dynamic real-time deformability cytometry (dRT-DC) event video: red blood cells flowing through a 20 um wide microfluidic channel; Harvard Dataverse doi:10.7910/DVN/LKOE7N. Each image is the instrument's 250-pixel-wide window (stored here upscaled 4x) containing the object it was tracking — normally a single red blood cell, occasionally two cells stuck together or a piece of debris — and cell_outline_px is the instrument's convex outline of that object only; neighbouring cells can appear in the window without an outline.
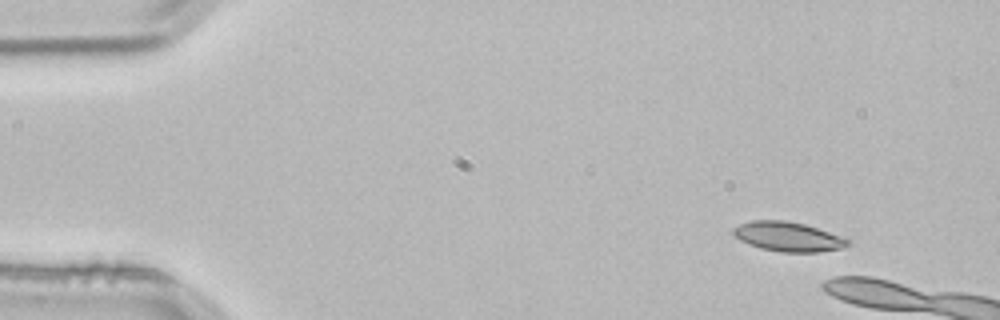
{"species": "common noctule bat (a hibernating species)", "species_latin": "Nyctalus noctula", "temperature_condition": "room temperature", "stored_images_in_passage": 3, "camera_frame_rate_fps": 3000, "um_per_image_px": 0.085, "animal": {"sex": "male", "body_mass_g": 21.5, "forearm_length_mm": 52.0}, "frame": {"image": 1, "passage_image": 1, "time_ms": 0.0, "image_size_px": [1000, 320], "cell_outline_px": [[852, 244], [844, 248], [820, 252], [780, 252], [760, 248], [748, 244], [740, 240], [732, 232], [732, 228], [740, 224], [752, 220], [784, 220], [804, 224], [828, 232], [848, 240]], "centroid_in_image_um": [66.96, 20.12], "position_along_channel_um": 18.0, "area_um2": 19.59}}